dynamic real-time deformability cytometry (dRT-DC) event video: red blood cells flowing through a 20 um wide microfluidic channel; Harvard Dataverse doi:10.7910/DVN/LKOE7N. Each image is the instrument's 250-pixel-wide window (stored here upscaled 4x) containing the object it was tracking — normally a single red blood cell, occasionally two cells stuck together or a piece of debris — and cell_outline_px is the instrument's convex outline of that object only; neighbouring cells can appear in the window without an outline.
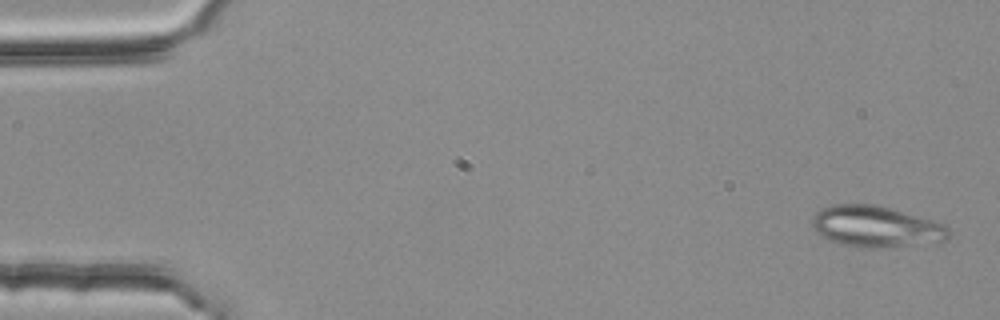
{"species": "common noctule bat (a hibernating species)", "species_latin": "Nyctalus noctula", "temperature_condition": "room temperature", "stored_images_in_passage": 53, "segment_of_instrument_passage": [1, 2], "camera_frame_rate_fps": 3000, "um_per_image_px": 0.085, "animal": {"sex": "female", "body_mass_g": 25.1}, "frame": {"image": 1, "passage_image": 1, "time_ms": 0.0, "image_size_px": [1000, 320], "cell_outline_px": [[948, 240], [936, 244], [876, 248], [864, 248], [844, 244], [820, 236], [816, 232], [812, 224], [812, 216], [820, 208], [832, 204], [876, 204], [932, 220], [944, 224], [948, 228]], "centroid_in_image_um": [74.48, 19.27], "position_along_channel_um": 10.5, "area_um2": 33.12}}